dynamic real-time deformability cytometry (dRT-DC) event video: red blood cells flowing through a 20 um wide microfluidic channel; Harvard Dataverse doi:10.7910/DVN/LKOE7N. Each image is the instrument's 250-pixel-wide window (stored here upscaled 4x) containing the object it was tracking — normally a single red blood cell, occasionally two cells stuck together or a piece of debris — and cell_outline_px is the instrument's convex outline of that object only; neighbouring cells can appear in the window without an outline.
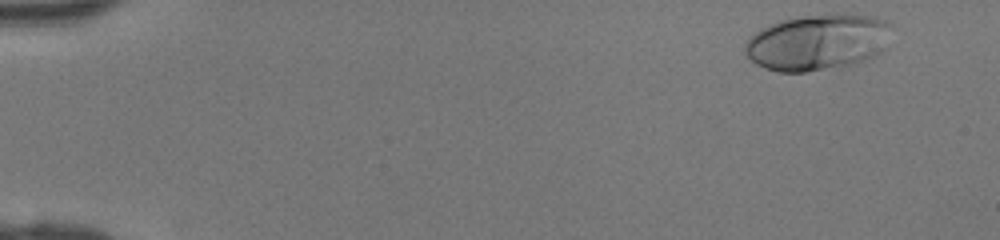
{"species": "human", "species_latin": "Homo sapiens", "temperature_condition": "room temperature", "stored_images_in_passage": 44, "camera_frame_rate_fps": 3000, "um_per_image_px": 0.085, "donor": {"sex": "female"}, "frame": {"image": 1, "passage_image": 2, "time_ms": 0.333, "image_size_px": [1000, 240], "cell_outline_px": [[892, 24], [888, 48], [864, 60], [852, 64], [808, 72], [780, 72], [764, 68], [756, 64], [744, 52], [744, 44], [760, 28], [768, 24], [780, 20], [804, 16], [876, 16], [888, 20]], "centroid_in_image_um": [69.51, 3.61], "position_along_channel_um": 15.5, "area_um2": 47.69}}
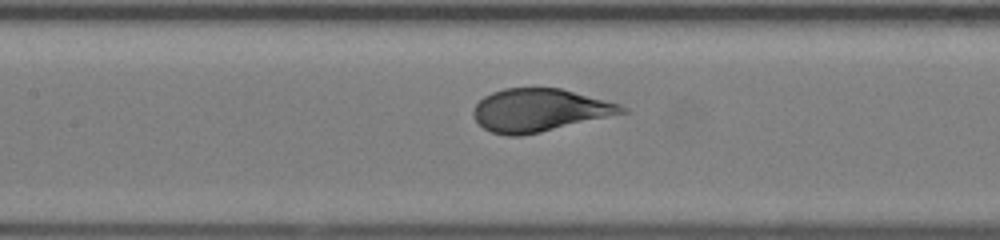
{"frame": {"image": 2, "passage_image": 21, "time_ms": 6.667, "image_size_px": [1000, 240], "cell_outline_px": [[632, 112], [540, 132], [520, 136], [508, 136], [492, 132], [484, 128], [476, 120], [472, 112], [476, 104], [484, 96], [492, 92], [504, 88], [560, 88], [620, 104], [628, 108]], "centroid_in_image_um": [45.9, 9.37], "position_along_channel_um": 161.5, "area_um2": 37.11}}
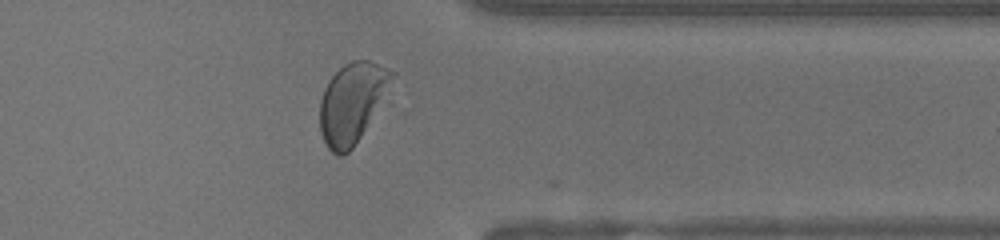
{"frame": {"image": 3, "passage_image": 36, "time_ms": 11.667, "image_size_px": [1000, 240], "cell_outline_px": [[396, 108], [344, 156], [340, 156], [332, 152], [328, 148], [320, 132], [320, 100], [324, 88], [328, 80], [344, 64], [352, 60], [368, 60], [396, 72]], "centroid_in_image_um": [30.23, 8.81], "position_along_channel_um": 381.2, "area_um2": 38.09}}